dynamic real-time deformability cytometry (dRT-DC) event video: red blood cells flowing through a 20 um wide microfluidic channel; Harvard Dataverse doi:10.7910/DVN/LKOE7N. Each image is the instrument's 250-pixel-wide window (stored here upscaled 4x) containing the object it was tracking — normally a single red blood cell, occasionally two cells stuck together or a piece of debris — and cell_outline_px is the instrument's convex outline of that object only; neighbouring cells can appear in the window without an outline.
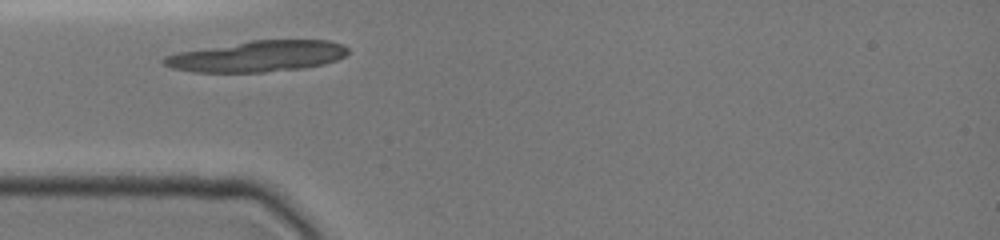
{"species": "common noctule bat (a hibernating species)", "species_latin": "Nyctalus noctula", "temperature_condition": "cold", "stored_images_in_passage": 4, "camera_frame_rate_fps": 3000, "um_per_image_px": 0.085, "animal": {"sex": "female", "body_mass_g": 19.0, "forearm_length_mm": 51.5}, "frame": {"image": 1, "passage_image": 1, "time_ms": 0.0, "image_size_px": [1000, 240], "cell_outline_px": [[348, 52], [344, 56], [336, 60], [324, 64], [304, 68], [264, 72], [192, 72], [172, 68], [164, 64], [160, 60], [164, 56], [180, 52], [252, 40], [328, 40], [344, 44], [348, 48]], "centroid_in_image_um": [21.9, 4.78], "position_along_channel_um": 63.1, "area_um2": 33.23}}
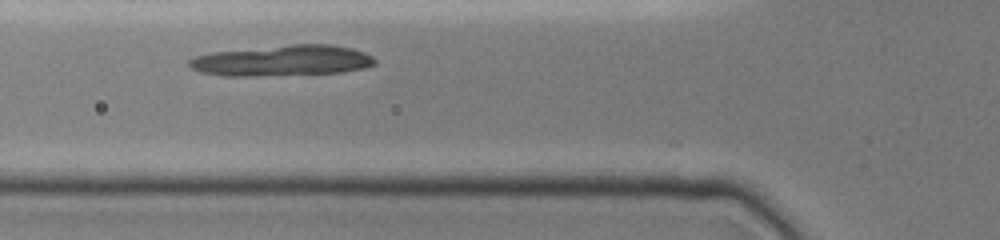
{"frame": {"image": 2, "passage_image": 2, "time_ms": 1.0, "image_size_px": [1000, 240], "cell_outline_px": [[376, 64], [364, 68], [344, 72], [248, 76], [224, 76], [200, 72], [192, 68], [188, 64], [188, 60], [196, 56], [212, 52], [292, 44], [328, 44], [352, 48], [364, 52], [372, 56], [376, 60]], "centroid_in_image_um": [24.01, 5.15], "position_along_channel_um": 101.8, "area_um2": 33.23}}
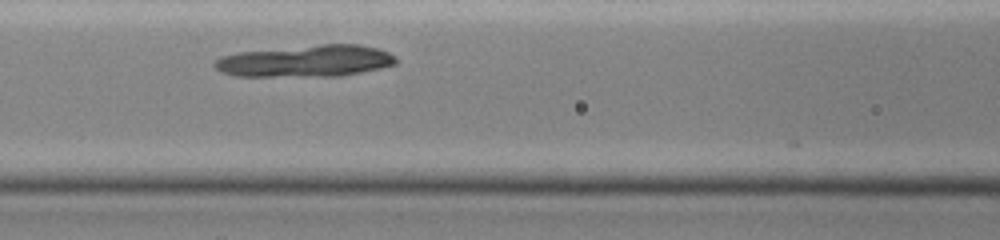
{"frame": {"image": 3, "passage_image": 3, "time_ms": 2.0, "image_size_px": [1000, 240], "cell_outline_px": [[396, 64], [380, 68], [340, 76], [236, 76], [220, 72], [212, 64], [220, 56], [236, 52], [320, 44], [360, 44], [376, 48], [388, 52], [396, 56]], "centroid_in_image_um": [25.96, 5.18], "position_along_channel_um": 140.6, "area_um2": 33.7}}